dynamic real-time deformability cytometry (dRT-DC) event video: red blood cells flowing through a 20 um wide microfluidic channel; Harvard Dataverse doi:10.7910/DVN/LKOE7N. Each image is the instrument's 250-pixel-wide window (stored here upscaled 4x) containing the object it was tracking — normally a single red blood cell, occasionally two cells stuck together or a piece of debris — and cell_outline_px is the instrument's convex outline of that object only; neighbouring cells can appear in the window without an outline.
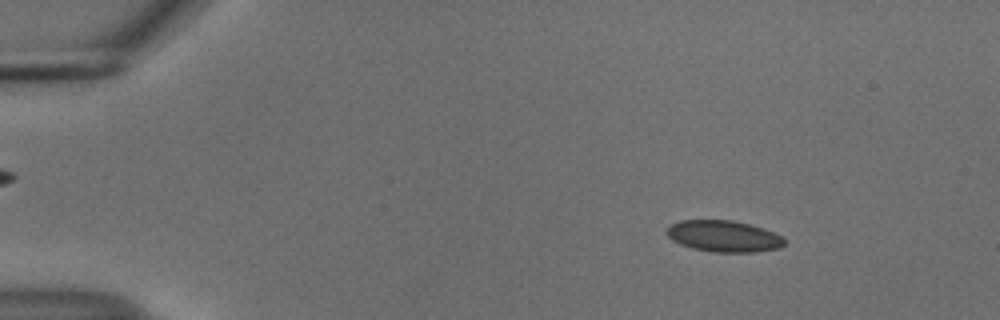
{"species": "common noctule bat (a hibernating species)", "species_latin": "Nyctalus noctula", "temperature_condition": "cold", "stored_images_in_passage": 54, "camera_frame_rate_fps": 3000, "um_per_image_px": 0.085, "animal": {"sex": "male", "body_mass_g": 18.8}, "frame": {"image": 1, "passage_image": 7, "time_ms": 2.0, "image_size_px": [1000, 320], "cell_outline_px": [[784, 244], [780, 248], [756, 252], [712, 252], [692, 248], [680, 244], [672, 240], [668, 236], [668, 228], [672, 224], [680, 220], [732, 220], [748, 224], [772, 232], [780, 236], [784, 240]], "centroid_in_image_um": [61.5, 20.08], "position_along_channel_um": 23.5, "area_um2": 21.27}}
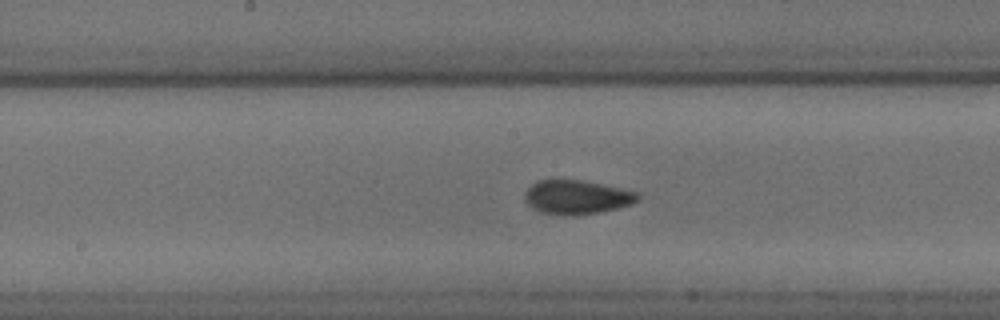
{"frame": {"image": 2, "passage_image": 28, "time_ms": 9.0, "image_size_px": [1000, 320], "cell_outline_px": [[640, 200], [632, 204], [600, 212], [572, 216], [544, 212], [532, 208], [524, 200], [524, 196], [528, 188], [536, 180], [584, 180], [620, 188], [636, 192], [640, 196]], "centroid_in_image_um": [49.03, 16.75], "position_along_channel_um": 199.2, "area_um2": 22.31}}
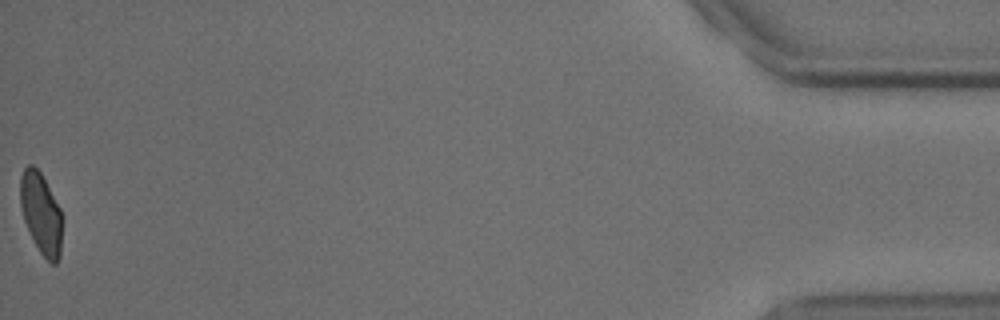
{"frame": {"image": 3, "passage_image": 54, "time_ms": 17.667, "image_size_px": [1000, 320], "cell_outline_px": [[60, 256], [56, 264], [52, 264], [40, 252], [24, 220], [20, 204], [20, 176], [24, 168], [28, 164], [32, 164], [40, 172], [60, 208]], "centroid_in_image_um": [3.46, 18.1], "position_along_channel_um": 431.7, "area_um2": 19.25}, "authors_computed_cell_mechanics": {"area_um2": 21.5594, "velocity_mm_per_s": 3.7237, "shape_relaxation_time_tau1_ms": 10.0796, "shape_relaxation_time_tau2_ms": 0.9664, "deformation_change_tau1": 0.1391, "deformation_change_tau2": 0.0384}}